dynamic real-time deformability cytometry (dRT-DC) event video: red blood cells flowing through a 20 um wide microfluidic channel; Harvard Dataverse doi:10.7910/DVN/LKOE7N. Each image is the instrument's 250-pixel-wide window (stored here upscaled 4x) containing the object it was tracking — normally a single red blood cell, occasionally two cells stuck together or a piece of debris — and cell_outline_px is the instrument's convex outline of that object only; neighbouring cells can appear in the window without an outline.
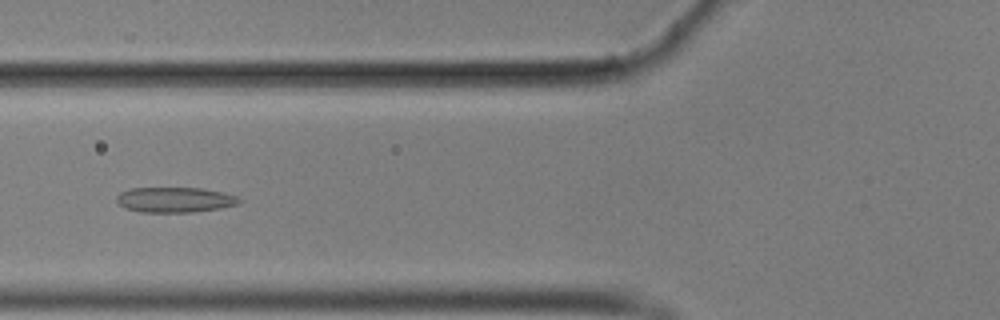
{"species": "common noctule bat (a hibernating species)", "species_latin": "Nyctalus noctula", "temperature_condition": "cold", "stored_images_in_passage": 24, "camera_frame_rate_fps": 3000, "um_per_image_px": 0.085, "animal": {"sex": "male", "body_mass_g": 17.9}, "frame": {"image": 1, "passage_image": 15, "time_ms": 4.667, "image_size_px": [1000, 320], "cell_outline_px": [[244, 200], [240, 204], [220, 208], [192, 212], [140, 212], [124, 208], [116, 200], [116, 196], [120, 192], [128, 188], [204, 188], [224, 192], [236, 196]], "centroid_in_image_um": [14.88, 16.97], "position_along_channel_um": 110.9, "area_um2": 18.26}}
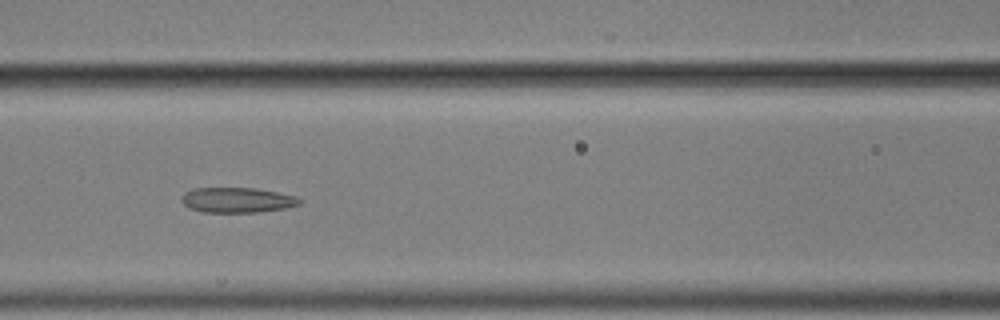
{"frame": {"image": 2, "passage_image": 18, "time_ms": 5.667, "image_size_px": [1000, 320], "cell_outline_px": [[304, 200], [300, 204], [284, 208], [260, 212], [200, 212], [188, 208], [180, 200], [180, 196], [184, 192], [192, 188], [256, 188], [296, 196]], "centroid_in_image_um": [20.12, 17.0], "position_along_channel_um": 146.5, "area_um2": 17.51}}
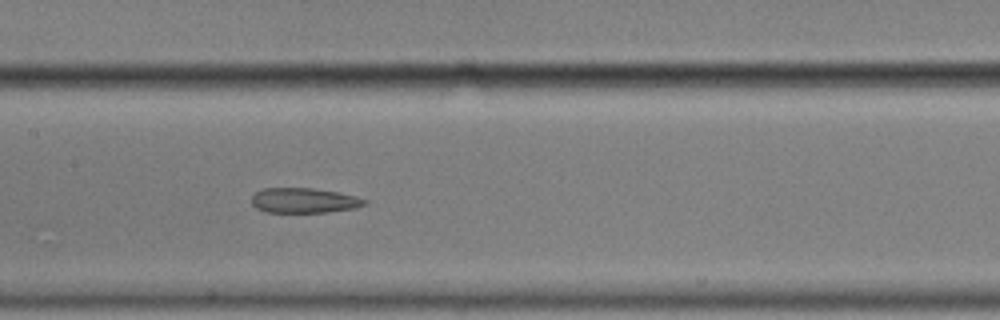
{"frame": {"image": 3, "passage_image": 21, "time_ms": 6.667, "image_size_px": [1000, 320], "cell_outline_px": [[368, 204], [356, 208], [328, 212], [268, 212], [256, 208], [252, 204], [252, 196], [260, 188], [312, 188], [336, 192], [356, 196], [368, 200]], "centroid_in_image_um": [25.86, 17.04], "position_along_channel_um": 181.5, "area_um2": 16.53}}